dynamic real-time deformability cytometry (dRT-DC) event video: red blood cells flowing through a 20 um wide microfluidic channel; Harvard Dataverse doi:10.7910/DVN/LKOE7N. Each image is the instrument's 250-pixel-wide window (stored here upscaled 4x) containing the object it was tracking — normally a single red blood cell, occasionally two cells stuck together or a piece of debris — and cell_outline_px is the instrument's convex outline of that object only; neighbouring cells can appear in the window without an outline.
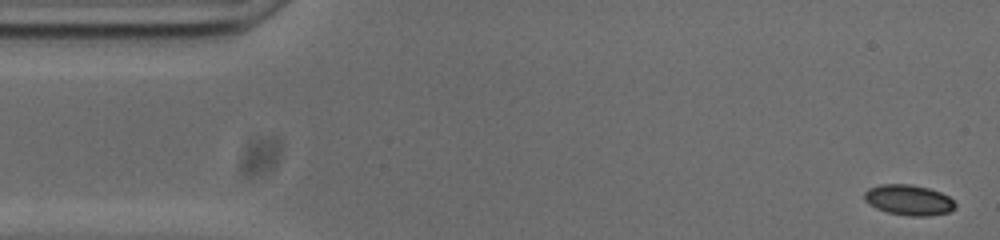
{"species": "common noctule bat (a hibernating species)", "species_latin": "Nyctalus noctula", "temperature_condition": "cold", "stored_images_in_passage": 53, "camera_frame_rate_fps": 3000, "um_per_image_px": 0.085, "animal": {"sex": "male", "body_mass_g": 20.0, "forearm_length_mm": 53.3}, "frame": {"image": 1, "passage_image": 1, "time_ms": 0.0, "image_size_px": [1000, 240], "cell_outline_px": [[956, 208], [948, 212], [928, 216], [912, 216], [888, 212], [876, 208], [868, 204], [864, 200], [864, 192], [868, 188], [880, 184], [912, 184], [928, 188], [940, 192], [948, 196], [956, 204]], "centroid_in_image_um": [77.22, 16.99], "position_along_channel_um": 7.8, "area_um2": 16.18}}
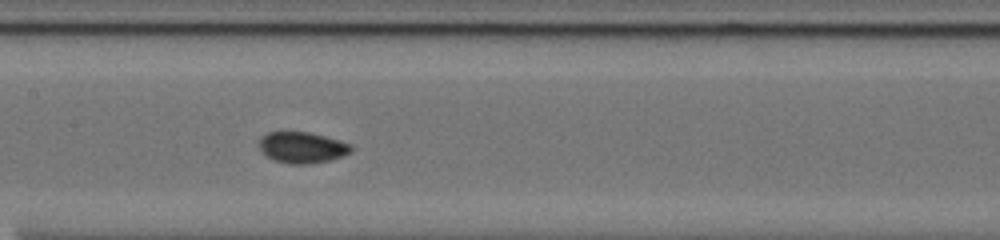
{"frame": {"image": 2, "passage_image": 24, "time_ms": 7.667, "image_size_px": [1000, 240], "cell_outline_px": [[352, 152], [328, 160], [308, 164], [292, 164], [276, 160], [268, 156], [260, 148], [260, 136], [268, 132], [308, 132], [340, 140], [352, 144]], "centroid_in_image_um": [25.71, 12.52], "position_along_channel_um": 181.7, "area_um2": 16.42}}
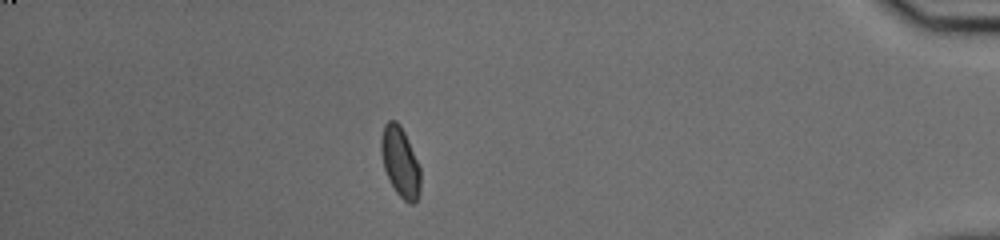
{"frame": {"image": 3, "passage_image": 46, "time_ms": 15.0, "image_size_px": [1000, 240], "cell_outline_px": [[420, 196], [416, 204], [408, 204], [396, 192], [384, 168], [380, 152], [380, 140], [384, 124], [388, 120], [396, 120], [400, 124], [408, 140], [420, 168]], "centroid_in_image_um": [34.02, 13.78], "position_along_channel_um": 401.2, "area_um2": 16.18}, "authors_computed_cell_mechanics": {"area_um2": 16.0106, "velocity_mm_per_s": 3.7343, "shape_relaxation_time_tau1_ms": 3.5015, "shape_relaxation_time_tau2_ms": 1.4304, "deformation_change_tau1": 0.0688, "deformation_change_tau2": 0.0426}}